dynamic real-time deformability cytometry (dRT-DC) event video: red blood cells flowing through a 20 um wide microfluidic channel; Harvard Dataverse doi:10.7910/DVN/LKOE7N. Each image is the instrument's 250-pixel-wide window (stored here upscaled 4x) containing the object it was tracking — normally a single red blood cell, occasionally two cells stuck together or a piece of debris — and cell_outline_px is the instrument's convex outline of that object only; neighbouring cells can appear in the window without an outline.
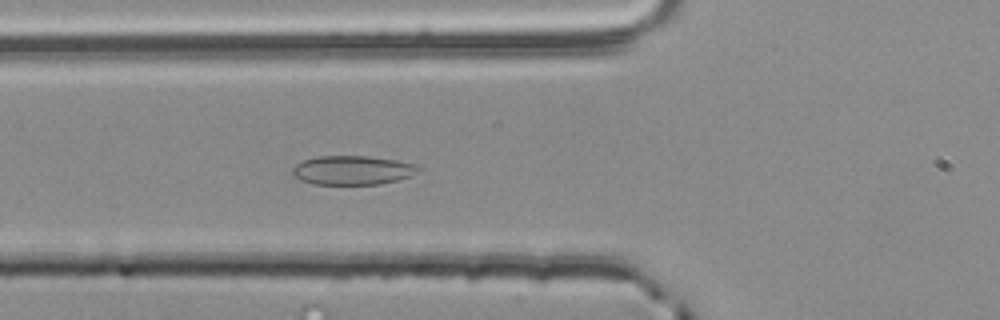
{"species": "common noctule bat (a hibernating species)", "species_latin": "Nyctalus noctula", "temperature_condition": "room temperature", "stored_images_in_passage": 42, "camera_frame_rate_fps": 3000, "um_per_image_px": 0.085, "animal": {"sex": "male", "body_mass_g": 20.4}, "frame": {"image": 1, "passage_image": 11, "time_ms": 3.333, "image_size_px": [1000, 320], "cell_outline_px": [[420, 168], [412, 176], [380, 184], [312, 184], [300, 180], [292, 176], [292, 168], [296, 164], [304, 160], [316, 156], [368, 156], [396, 160], [416, 164]], "centroid_in_image_um": [29.93, 14.47], "position_along_channel_um": 95.9, "area_um2": 21.39}}
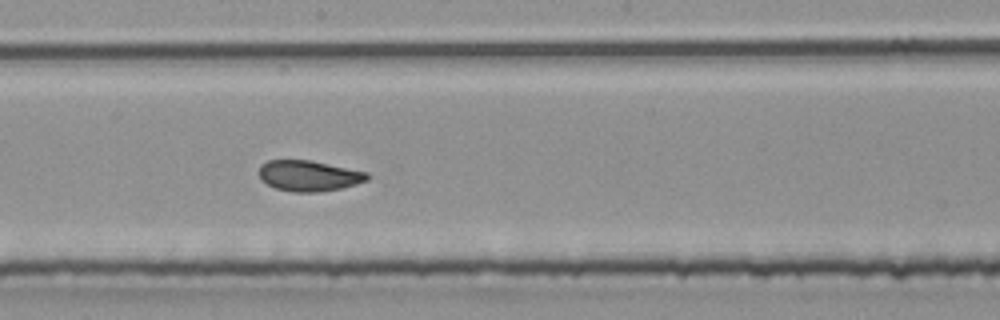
{"frame": {"image": 2, "passage_image": 21, "time_ms": 6.667, "image_size_px": [1000, 320], "cell_outline_px": [[368, 180], [356, 184], [340, 188], [320, 192], [292, 192], [276, 188], [260, 180], [260, 164], [268, 160], [308, 160], [368, 172]], "centroid_in_image_um": [26.24, 14.94], "position_along_channel_um": 222.0, "area_um2": 19.25}}
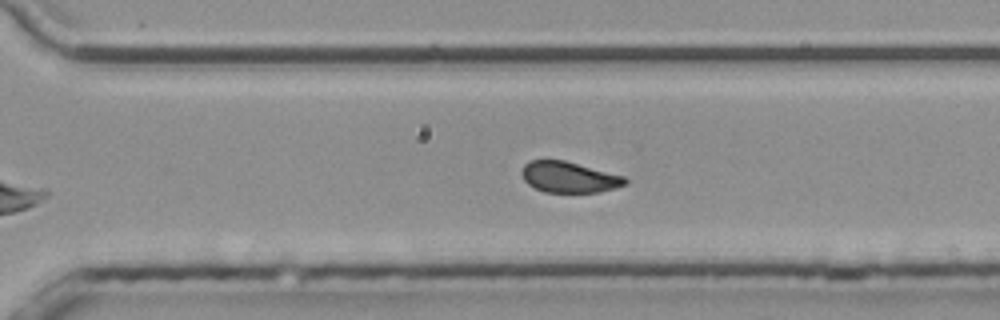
{"frame": {"image": 3, "passage_image": 29, "time_ms": 9.333, "image_size_px": [1000, 320], "cell_outline_px": [[628, 184], [616, 188], [600, 192], [544, 192], [528, 184], [524, 180], [520, 172], [524, 164], [528, 160], [564, 160], [624, 176], [628, 180]], "centroid_in_image_um": [48.37, 15.06], "position_along_channel_um": 322.2, "area_um2": 18.73}, "authors_computed_cell_mechanics": {"area_um2": 21.1837, "velocity_mm_per_s": 3.7694, "shape_relaxation_time_tau1_ms": 4.3052, "shape_relaxation_time_tau2_ms": 1.339, "deformation_change_tau1": 0.0944, "deformation_change_tau2": 0.0654}}